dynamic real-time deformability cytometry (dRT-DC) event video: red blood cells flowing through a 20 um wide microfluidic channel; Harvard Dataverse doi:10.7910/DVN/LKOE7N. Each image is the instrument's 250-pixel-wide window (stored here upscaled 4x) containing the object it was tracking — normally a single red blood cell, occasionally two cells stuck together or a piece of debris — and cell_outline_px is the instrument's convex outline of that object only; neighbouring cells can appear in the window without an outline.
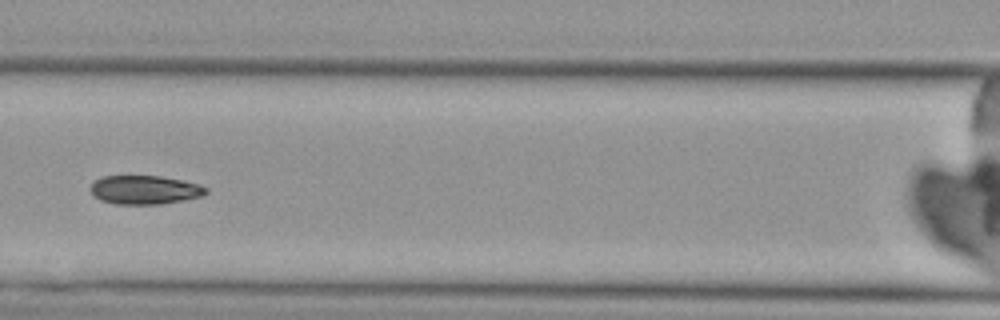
{"species": "Egyptian fruit bat (a non-hibernating species)", "species_latin": "Rousettus aegyptiacus", "temperature_condition": "cold", "stored_images_in_passage": 3, "camera_frame_rate_fps": 3000, "um_per_image_px": 0.085, "animal": {"sex": "female"}, "frame": {"image": 1, "passage_image": 3, "time_ms": 2.333, "image_size_px": [1000, 320], "cell_outline_px": [[208, 192], [200, 196], [184, 200], [160, 204], [112, 204], [100, 200], [92, 196], [88, 188], [92, 180], [100, 176], [160, 176], [184, 180], [200, 184], [208, 188]], "centroid_in_image_um": [12.23, 16.13], "position_along_channel_um": 154.4, "area_um2": 19.83}}